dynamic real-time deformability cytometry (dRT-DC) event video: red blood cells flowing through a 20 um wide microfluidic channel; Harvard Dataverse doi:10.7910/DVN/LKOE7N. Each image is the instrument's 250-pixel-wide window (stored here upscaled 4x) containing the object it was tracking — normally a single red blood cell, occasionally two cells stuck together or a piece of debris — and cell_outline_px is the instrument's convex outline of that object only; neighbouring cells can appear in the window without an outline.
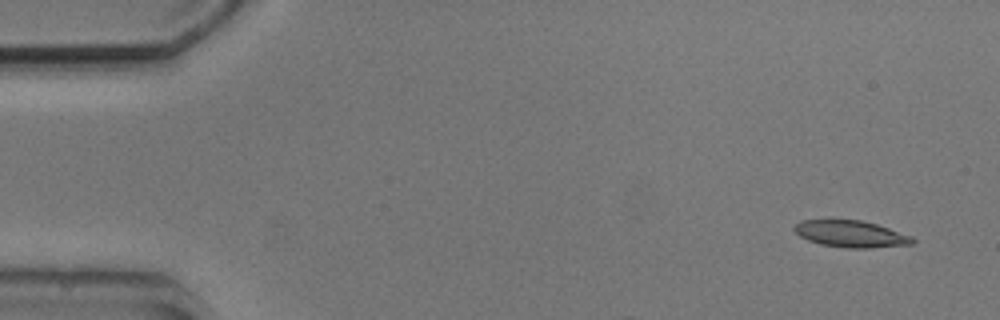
{"species": "common noctule bat (a hibernating species)", "species_latin": "Nyctalus noctula", "temperature_condition": "cold", "stored_images_in_passage": 3, "camera_frame_rate_fps": 3000, "um_per_image_px": 0.085, "animal": {"sex": "male", "body_mass_g": 20.5, "forearm_length_mm": 52.5}, "frame": {"image": 1, "passage_image": 1, "time_ms": 0.0, "image_size_px": [1000, 320], "cell_outline_px": [[916, 240], [912, 244], [868, 248], [844, 248], [820, 244], [808, 240], [800, 236], [792, 228], [800, 220], [860, 220], [876, 224], [912, 236]], "centroid_in_image_um": [72.31, 19.89], "position_along_channel_um": 12.7, "area_um2": 18.32}}